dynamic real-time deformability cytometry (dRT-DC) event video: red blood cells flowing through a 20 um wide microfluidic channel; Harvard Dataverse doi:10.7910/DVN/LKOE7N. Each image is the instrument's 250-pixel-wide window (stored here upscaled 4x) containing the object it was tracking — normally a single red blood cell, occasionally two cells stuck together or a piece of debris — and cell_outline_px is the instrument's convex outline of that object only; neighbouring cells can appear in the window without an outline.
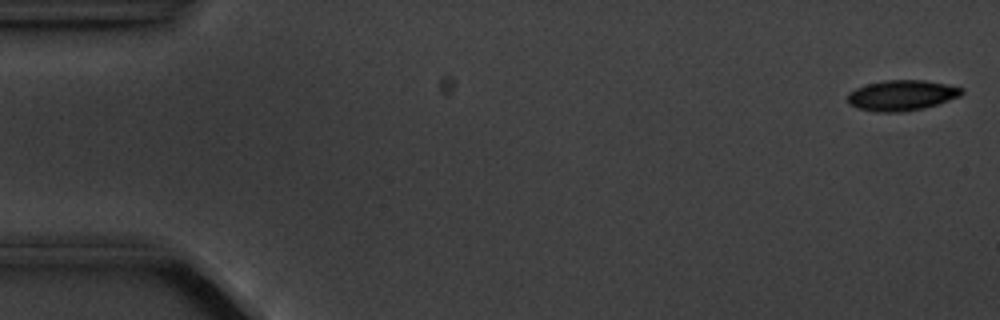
{"species": "common noctule bat (a hibernating species)", "species_latin": "Nyctalus noctula", "temperature_condition": "cold", "stored_images_in_passage": 5, "camera_frame_rate_fps": 3000, "um_per_image_px": 0.085, "animal": {"sex": "male", "body_mass_g": 20.1, "forearm_length_mm": 53.5}, "frame": {"image": 1, "passage_image": 1, "time_ms": 0.0, "image_size_px": [1000, 320], "cell_outline_px": [[964, 92], [960, 96], [924, 108], [904, 112], [876, 112], [856, 108], [848, 104], [848, 92], [856, 88], [868, 84], [884, 80], [924, 80], [964, 88]], "centroid_in_image_um": [76.62, 8.11], "position_along_channel_um": 8.4, "area_um2": 20.29}}